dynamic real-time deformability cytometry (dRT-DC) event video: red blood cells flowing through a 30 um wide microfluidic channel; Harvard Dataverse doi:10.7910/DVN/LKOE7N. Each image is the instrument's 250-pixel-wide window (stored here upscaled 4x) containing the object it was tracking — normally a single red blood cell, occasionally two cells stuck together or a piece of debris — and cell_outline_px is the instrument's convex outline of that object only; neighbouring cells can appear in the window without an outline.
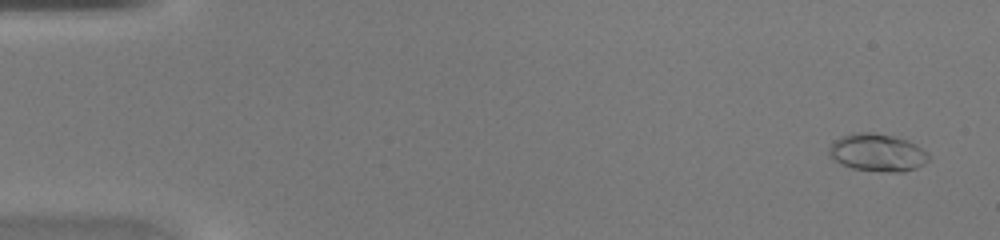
{"species": "common noctule bat (a hibernating species)", "species_latin": "Nyctalus noctula", "temperature_condition": "warm", "stored_images_in_passage": 46, "camera_frame_rate_fps": 3000, "um_per_image_px": 0.085, "animal": {"sex": "female", "body_mass_g": 20.0, "forearm_length_mm": 54.0}, "frame": {"image": 1, "passage_image": 2, "time_ms": 0.333, "image_size_px": [1000, 240], "cell_outline_px": [[932, 156], [924, 164], [916, 168], [904, 172], [884, 172], [852, 168], [840, 164], [828, 156], [828, 148], [832, 140], [840, 136], [852, 132], [872, 132], [892, 136], [908, 140], [916, 144], [928, 152]], "centroid_in_image_um": [74.55, 12.96], "position_along_channel_um": 10.4, "area_um2": 22.37}}
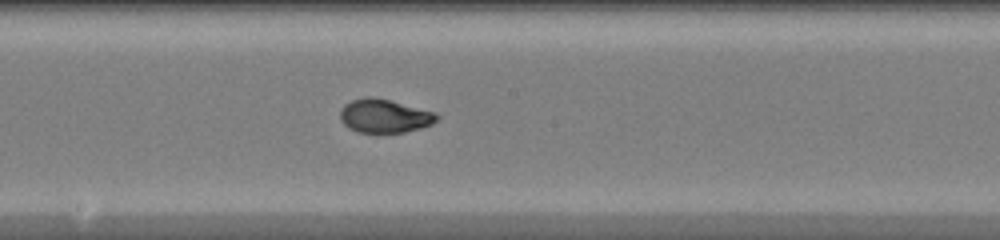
{"frame": {"image": 2, "passage_image": 25, "time_ms": 8.0, "image_size_px": [1000, 240], "cell_outline_px": [[440, 116], [432, 124], [420, 128], [404, 132], [356, 132], [348, 128], [340, 120], [340, 108], [344, 104], [352, 100], [368, 96], [372, 96], [436, 112]], "centroid_in_image_um": [32.65, 9.85], "position_along_channel_um": 215.5, "area_um2": 18.9}}
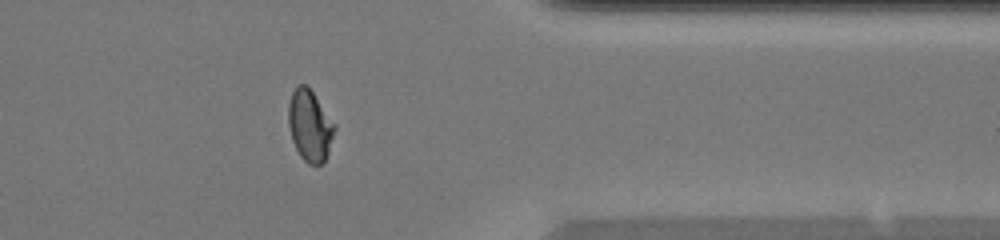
{"frame": {"image": 3, "passage_image": 37, "time_ms": 12.0, "image_size_px": [1000, 240], "cell_outline_px": [[336, 128], [328, 152], [324, 160], [320, 164], [308, 164], [300, 156], [292, 140], [288, 128], [288, 104], [292, 92], [296, 84], [308, 84], [336, 124]], "centroid_in_image_um": [26.33, 10.62], "position_along_channel_um": 385.1, "area_um2": 19.48}}